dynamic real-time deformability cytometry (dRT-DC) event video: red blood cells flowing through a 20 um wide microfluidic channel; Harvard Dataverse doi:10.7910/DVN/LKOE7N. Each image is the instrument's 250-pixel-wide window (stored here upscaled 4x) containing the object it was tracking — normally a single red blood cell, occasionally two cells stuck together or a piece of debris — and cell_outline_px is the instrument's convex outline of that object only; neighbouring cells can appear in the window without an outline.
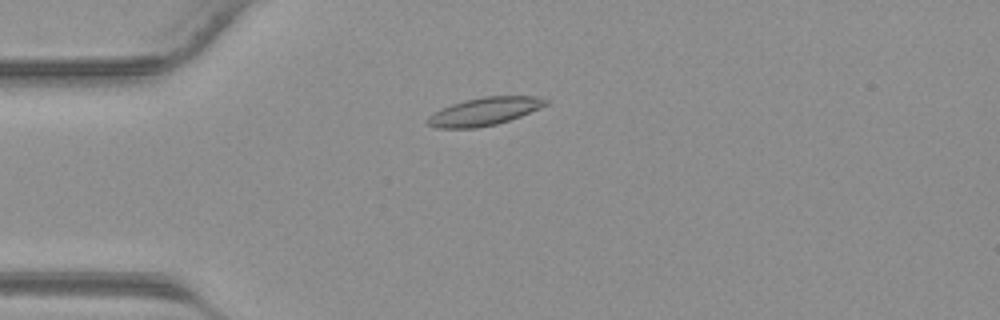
{"species": "common noctule bat (a hibernating species)", "species_latin": "Nyctalus noctula", "temperature_condition": "warm", "stored_images_in_passage": 42, "camera_frame_rate_fps": 3000, "um_per_image_px": 0.085, "animal": {"sex": "male", "body_mass_g": 23.1, "forearm_length_mm": 52.7}, "frame": {"image": 1, "passage_image": 11, "time_ms": 3.333, "image_size_px": [1000, 320], "cell_outline_px": [[552, 100], [548, 104], [520, 116], [496, 124], [476, 128], [436, 128], [428, 124], [424, 120], [428, 116], [452, 104], [464, 100], [484, 96], [540, 96]], "centroid_in_image_um": [41.2, 9.46], "position_along_channel_um": 43.8, "area_um2": 19.19}}
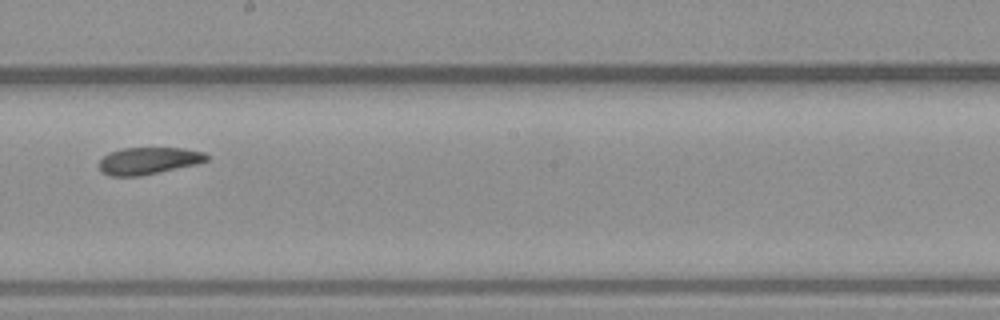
{"frame": {"image": 2, "passage_image": 24, "time_ms": 7.667, "image_size_px": [1000, 320], "cell_outline_px": [[208, 160], [196, 164], [140, 176], [108, 176], [100, 172], [100, 160], [108, 152], [120, 148], [184, 148], [204, 152], [208, 156]], "centroid_in_image_um": [12.59, 13.66], "position_along_channel_um": 235.6, "area_um2": 16.99}}
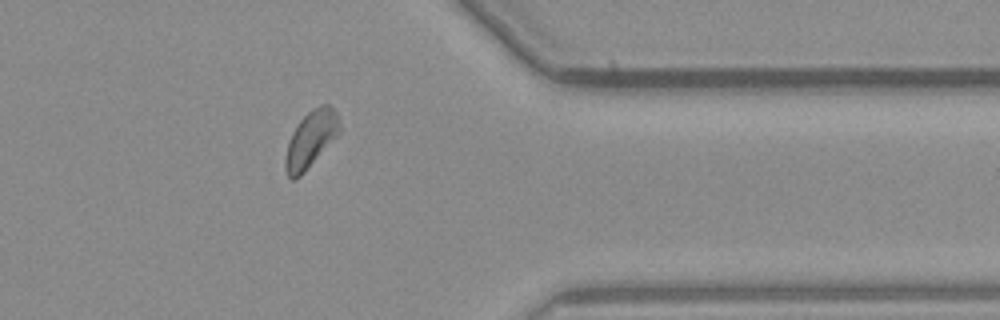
{"frame": {"image": 3, "passage_image": 34, "time_ms": 11.0, "image_size_px": [1000, 320], "cell_outline_px": [[340, 132], [304, 172], [296, 180], [292, 180], [288, 176], [284, 168], [284, 156], [288, 140], [292, 132], [300, 120], [312, 108], [320, 104], [328, 104], [336, 112], [340, 128]], "centroid_in_image_um": [26.37, 11.84], "position_along_channel_um": 385.0, "area_um2": 17.8}}